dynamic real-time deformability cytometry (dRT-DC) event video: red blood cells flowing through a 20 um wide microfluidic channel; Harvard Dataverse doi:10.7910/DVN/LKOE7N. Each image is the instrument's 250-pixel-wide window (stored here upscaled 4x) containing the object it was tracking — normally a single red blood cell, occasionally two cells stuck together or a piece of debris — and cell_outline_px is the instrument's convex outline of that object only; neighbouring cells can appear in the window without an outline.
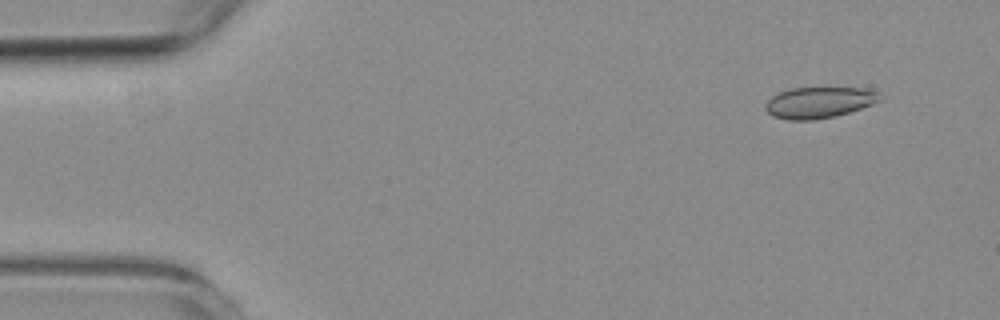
{"species": "common noctule bat (a hibernating species)", "species_latin": "Nyctalus noctula", "temperature_condition": "room temperature", "stored_images_in_passage": 54, "camera_frame_rate_fps": 3000, "um_per_image_px": 0.085, "animal": {"sex": "female", "body_mass_g": 19.3, "forearm_length_mm": 54.1}, "frame": {"image": 1, "passage_image": 1, "time_ms": 0.0, "image_size_px": [1000, 320], "cell_outline_px": [[884, 100], [836, 116], [812, 120], [788, 120], [772, 116], [764, 108], [764, 104], [772, 96], [780, 92], [792, 88], [864, 88], [876, 92]], "centroid_in_image_um": [69.6, 8.72], "position_along_channel_um": 15.4, "area_um2": 20.69}}
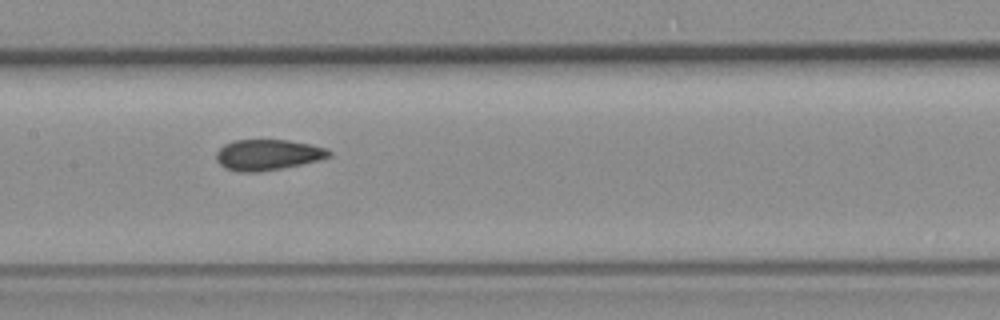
{"frame": {"image": 2, "passage_image": 24, "time_ms": 7.667, "image_size_px": [1000, 320], "cell_outline_px": [[332, 156], [320, 160], [260, 172], [240, 172], [224, 168], [216, 160], [216, 152], [224, 144], [232, 140], [288, 140], [312, 144], [328, 148], [332, 152]], "centroid_in_image_um": [22.77, 13.15], "position_along_channel_um": 184.6, "area_um2": 20.4}}
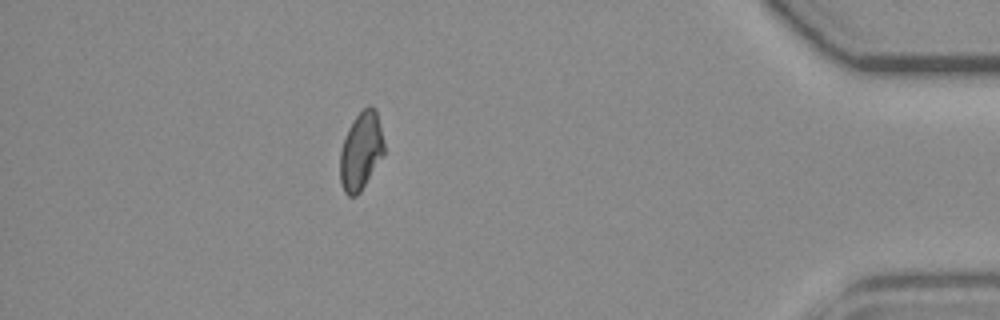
{"frame": {"image": 3, "passage_image": 47, "time_ms": 15.333, "image_size_px": [1000, 320], "cell_outline_px": [[384, 152], [360, 192], [356, 196], [348, 196], [344, 192], [340, 184], [340, 152], [348, 128], [356, 116], [368, 104], [372, 104], [376, 108], [380, 124], [384, 144]], "centroid_in_image_um": [30.67, 12.81], "position_along_channel_um": 404.5, "area_um2": 19.83}, "authors_computed_cell_mechanics": {"area_um2": 20.4901, "velocity_mm_per_s": 3.5491, "shape_relaxation_time_tau1_ms": null, "shape_relaxation_time_tau2_ms": 1.6991, "deformation_change_tau1": null, "deformation_change_tau2": 0.0623}}